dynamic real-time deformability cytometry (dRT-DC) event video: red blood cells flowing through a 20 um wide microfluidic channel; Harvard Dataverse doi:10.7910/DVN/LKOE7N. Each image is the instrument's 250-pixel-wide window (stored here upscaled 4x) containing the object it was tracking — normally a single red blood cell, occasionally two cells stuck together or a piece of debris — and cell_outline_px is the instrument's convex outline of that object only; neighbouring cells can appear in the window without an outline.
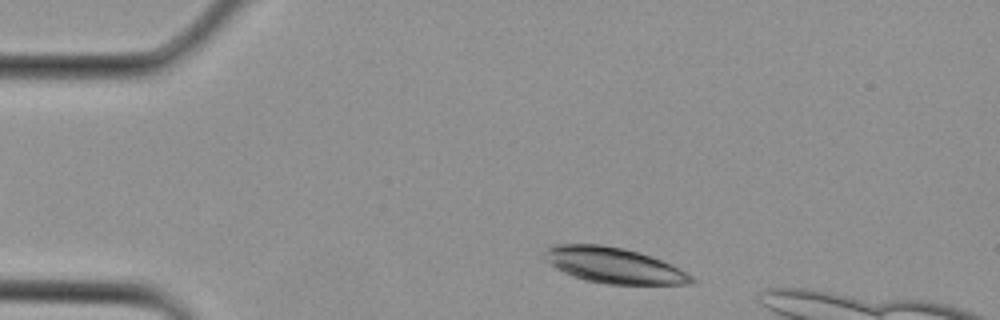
{"species": "Egyptian fruit bat (a non-hibernating species)", "species_latin": "Rousettus aegyptiacus", "temperature_condition": "cold", "stored_images_in_passage": 14, "camera_frame_rate_fps": 3000, "um_per_image_px": 0.085, "animal": {"sex": "female"}, "frame": {"image": 1, "passage_image": 1, "time_ms": 0.0, "image_size_px": [1000, 320], "cell_outline_px": [[696, 280], [692, 284], [604, 284], [584, 280], [564, 272], [556, 268], [544, 256], [544, 248], [548, 244], [600, 244], [624, 248], [652, 256], [672, 264], [692, 276]], "centroid_in_image_um": [52.17, 22.54], "position_along_channel_um": 32.8, "area_um2": 30.63}}
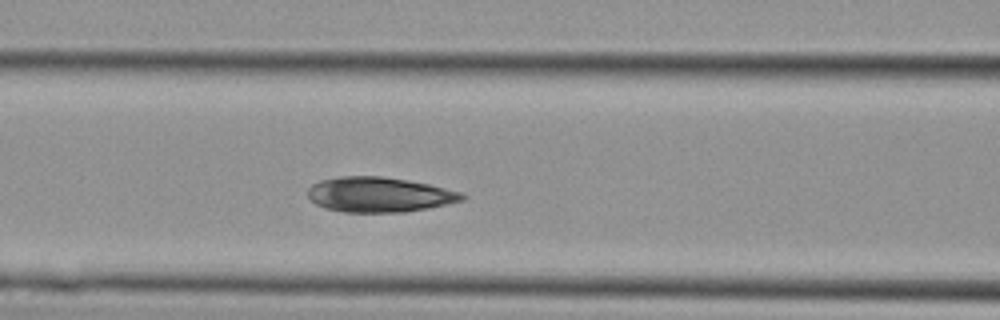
{"frame": {"image": 2, "passage_image": 8, "time_ms": 2.333, "image_size_px": [1000, 320], "cell_outline_px": [[468, 196], [464, 200], [448, 204], [428, 208], [404, 212], [344, 212], [324, 208], [316, 204], [308, 196], [308, 188], [312, 184], [320, 180], [340, 176], [380, 176], [408, 180], [428, 184], [460, 192]], "centroid_in_image_um": [32.23, 16.54], "position_along_channel_um": 134.4, "area_um2": 31.5}}
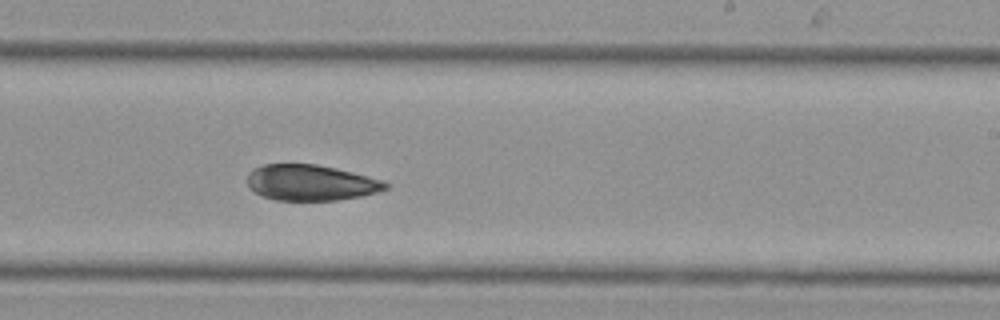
{"frame": {"image": 3, "passage_image": 14, "time_ms": 4.333, "image_size_px": [1000, 320], "cell_outline_px": [[388, 188], [376, 192], [360, 196], [336, 200], [276, 200], [264, 196], [256, 192], [248, 184], [248, 172], [252, 168], [264, 164], [316, 164], [336, 168], [384, 180], [388, 184]], "centroid_in_image_um": [26.42, 15.51], "position_along_channel_um": 262.6, "area_um2": 28.67}}